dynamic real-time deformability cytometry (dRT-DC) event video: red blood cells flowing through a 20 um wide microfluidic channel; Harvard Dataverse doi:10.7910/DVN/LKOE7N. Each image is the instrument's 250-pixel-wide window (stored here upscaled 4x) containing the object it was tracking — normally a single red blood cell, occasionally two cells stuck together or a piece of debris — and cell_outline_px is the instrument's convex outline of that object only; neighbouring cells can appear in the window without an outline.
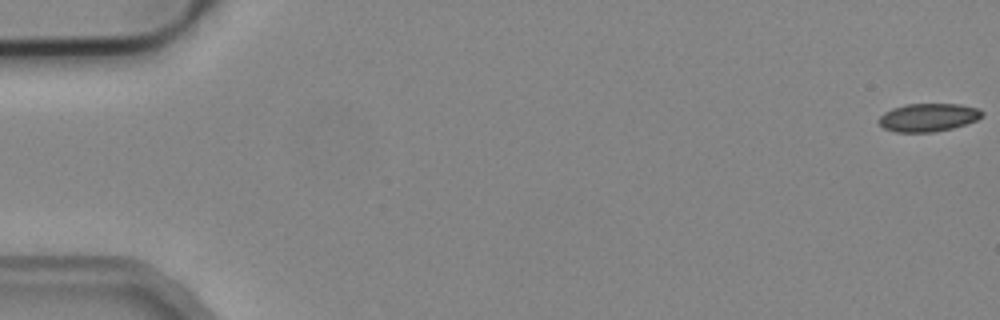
{"species": "common noctule bat (a hibernating species)", "species_latin": "Nyctalus noctula", "temperature_condition": "cold", "stored_images_in_passage": 55, "camera_frame_rate_fps": 3000, "um_per_image_px": 0.085, "animal": {"sex": "male", "body_mass_g": 19.2, "forearm_length_mm": 51.8}, "frame": {"image": 1, "passage_image": 1, "time_ms": 0.0, "image_size_px": [1000, 320], "cell_outline_px": [[984, 116], [976, 120], [952, 128], [932, 132], [896, 132], [884, 128], [876, 120], [884, 112], [892, 108], [904, 104], [960, 104], [980, 108], [984, 112]], "centroid_in_image_um": [78.9, 9.97], "position_along_channel_um": 6.1, "area_um2": 17.05}}
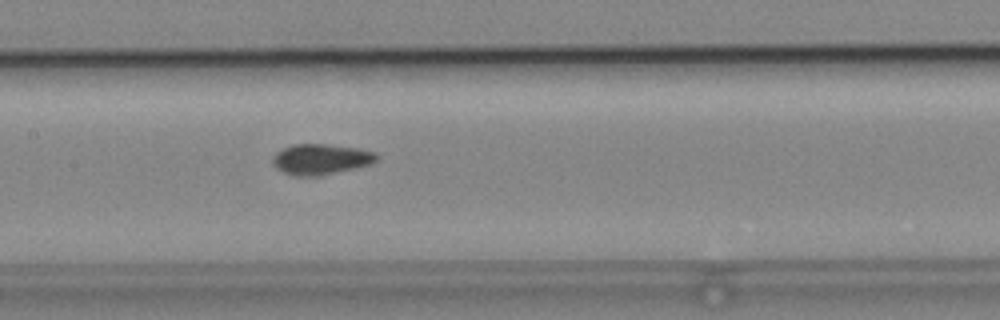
{"frame": {"image": 2, "passage_image": 27, "time_ms": 8.667, "image_size_px": [1000, 320], "cell_outline_px": [[376, 160], [372, 164], [316, 176], [296, 176], [284, 172], [276, 168], [272, 164], [272, 156], [276, 152], [292, 144], [328, 144], [360, 148], [376, 152]], "centroid_in_image_um": [27.25, 13.52], "position_along_channel_um": 180.2, "area_um2": 18.5}}
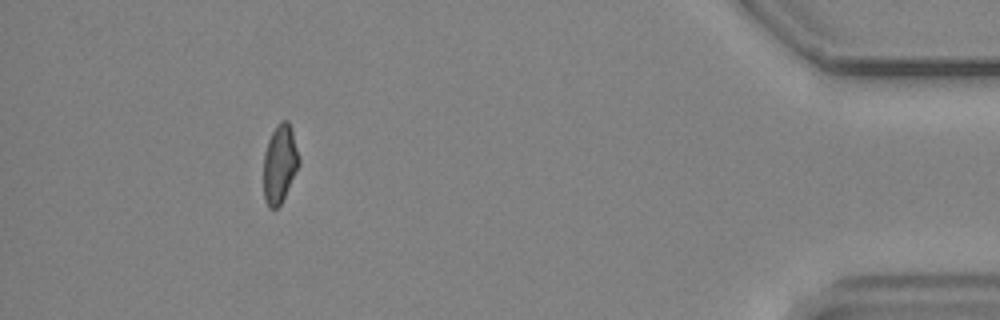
{"frame": {"image": 3, "passage_image": 50, "time_ms": 16.333, "image_size_px": [1000, 320], "cell_outline_px": [[300, 164], [280, 204], [276, 208], [268, 208], [264, 200], [264, 152], [268, 140], [276, 124], [280, 120], [288, 120], [292, 128], [300, 156]], "centroid_in_image_um": [23.79, 13.88], "position_along_channel_um": 411.4, "area_um2": 16.36}, "authors_computed_cell_mechanics": {"area_um2": 17.3978, "velocity_mm_per_s": 3.808, "shape_relaxation_time_tau1_ms": null, "shape_relaxation_time_tau2_ms": 8.8801, "deformation_change_tau1": null, "deformation_change_tau2": 0.1474}}